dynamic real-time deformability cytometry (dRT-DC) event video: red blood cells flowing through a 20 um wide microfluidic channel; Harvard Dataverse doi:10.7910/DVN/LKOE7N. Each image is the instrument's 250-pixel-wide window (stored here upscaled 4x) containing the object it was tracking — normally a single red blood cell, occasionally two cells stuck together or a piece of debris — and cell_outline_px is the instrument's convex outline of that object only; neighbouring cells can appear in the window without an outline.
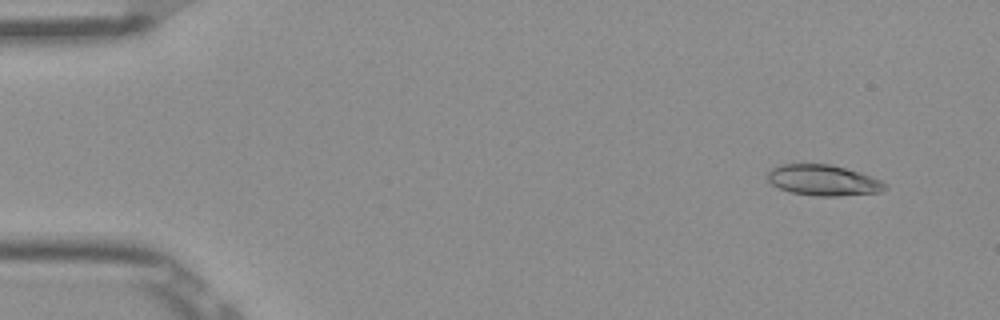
{"species": "Egyptian fruit bat (a non-hibernating species)", "species_latin": "Rousettus aegyptiacus", "temperature_condition": "room temperature", "stored_images_in_passage": 49, "camera_frame_rate_fps": 3000, "um_per_image_px": 0.085, "frame": {"image": 1, "passage_image": 1, "time_ms": 0.0, "image_size_px": [1000, 320], "cell_outline_px": [[888, 188], [880, 192], [840, 196], [816, 196], [792, 192], [780, 188], [772, 184], [768, 180], [768, 168], [780, 164], [828, 164], [860, 172], [880, 180], [888, 184]], "centroid_in_image_um": [69.98, 15.32], "position_along_channel_um": 15.0, "area_um2": 21.1}}
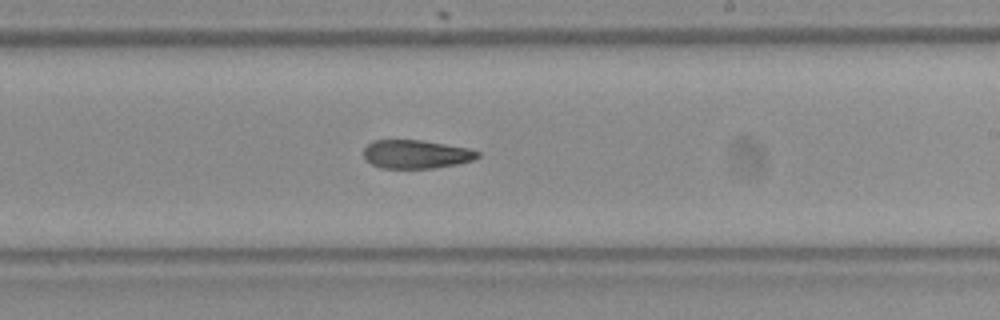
{"frame": {"image": 2, "passage_image": 28, "time_ms": 9.0, "image_size_px": [1000, 320], "cell_outline_px": [[480, 156], [472, 160], [456, 164], [432, 168], [380, 168], [364, 160], [364, 148], [372, 140], [420, 140], [468, 148], [480, 152]], "centroid_in_image_um": [35.33, 13.11], "position_along_channel_um": 253.7, "area_um2": 18.9}}
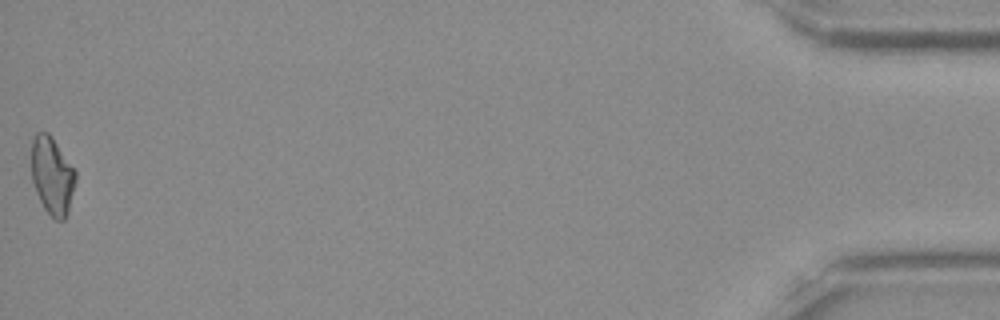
{"frame": {"image": 3, "passage_image": 49, "time_ms": 16.0, "image_size_px": [1000, 320], "cell_outline_px": [[76, 180], [68, 212], [64, 220], [56, 220], [44, 208], [36, 192], [32, 180], [32, 140], [36, 132], [48, 132], [52, 136], [76, 172]], "centroid_in_image_um": [4.44, 14.92], "position_along_channel_um": 430.8, "area_um2": 19.83}, "authors_computed_cell_mechanics": {"area_um2": 20.1722, "velocity_mm_per_s": 3.906, "shape_relaxation_time_tau1_ms": null, "shape_relaxation_time_tau2_ms": 9.7685, "deformation_change_tau1": null, "deformation_change_tau2": 0.193}}